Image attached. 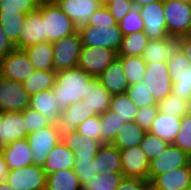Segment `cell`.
Instances as JSON below:
<instances>
[{
	"label": "cell",
	"instance_id": "cell-50",
	"mask_svg": "<svg viewBox=\"0 0 191 190\" xmlns=\"http://www.w3.org/2000/svg\"><path fill=\"white\" fill-rule=\"evenodd\" d=\"M105 6L117 23L134 7L132 0H110Z\"/></svg>",
	"mask_w": 191,
	"mask_h": 190
},
{
	"label": "cell",
	"instance_id": "cell-35",
	"mask_svg": "<svg viewBox=\"0 0 191 190\" xmlns=\"http://www.w3.org/2000/svg\"><path fill=\"white\" fill-rule=\"evenodd\" d=\"M109 110L117 113L124 123L134 121L139 108L126 93L112 95Z\"/></svg>",
	"mask_w": 191,
	"mask_h": 190
},
{
	"label": "cell",
	"instance_id": "cell-11",
	"mask_svg": "<svg viewBox=\"0 0 191 190\" xmlns=\"http://www.w3.org/2000/svg\"><path fill=\"white\" fill-rule=\"evenodd\" d=\"M149 40L169 37L164 14V1H157L138 8Z\"/></svg>",
	"mask_w": 191,
	"mask_h": 190
},
{
	"label": "cell",
	"instance_id": "cell-10",
	"mask_svg": "<svg viewBox=\"0 0 191 190\" xmlns=\"http://www.w3.org/2000/svg\"><path fill=\"white\" fill-rule=\"evenodd\" d=\"M117 57V53L109 48L82 46L78 67L87 74L98 77Z\"/></svg>",
	"mask_w": 191,
	"mask_h": 190
},
{
	"label": "cell",
	"instance_id": "cell-30",
	"mask_svg": "<svg viewBox=\"0 0 191 190\" xmlns=\"http://www.w3.org/2000/svg\"><path fill=\"white\" fill-rule=\"evenodd\" d=\"M35 70H54V48L51 42H39L24 49Z\"/></svg>",
	"mask_w": 191,
	"mask_h": 190
},
{
	"label": "cell",
	"instance_id": "cell-27",
	"mask_svg": "<svg viewBox=\"0 0 191 190\" xmlns=\"http://www.w3.org/2000/svg\"><path fill=\"white\" fill-rule=\"evenodd\" d=\"M75 155L62 140L48 153L46 162L43 166L46 175L59 170L74 168Z\"/></svg>",
	"mask_w": 191,
	"mask_h": 190
},
{
	"label": "cell",
	"instance_id": "cell-43",
	"mask_svg": "<svg viewBox=\"0 0 191 190\" xmlns=\"http://www.w3.org/2000/svg\"><path fill=\"white\" fill-rule=\"evenodd\" d=\"M172 145L179 147L191 157V111L181 117L180 130Z\"/></svg>",
	"mask_w": 191,
	"mask_h": 190
},
{
	"label": "cell",
	"instance_id": "cell-5",
	"mask_svg": "<svg viewBox=\"0 0 191 190\" xmlns=\"http://www.w3.org/2000/svg\"><path fill=\"white\" fill-rule=\"evenodd\" d=\"M164 14L169 36L179 38L191 34V3L164 0Z\"/></svg>",
	"mask_w": 191,
	"mask_h": 190
},
{
	"label": "cell",
	"instance_id": "cell-38",
	"mask_svg": "<svg viewBox=\"0 0 191 190\" xmlns=\"http://www.w3.org/2000/svg\"><path fill=\"white\" fill-rule=\"evenodd\" d=\"M157 106L160 113L170 114L175 117H182L191 111V104L189 102L172 93L157 102Z\"/></svg>",
	"mask_w": 191,
	"mask_h": 190
},
{
	"label": "cell",
	"instance_id": "cell-13",
	"mask_svg": "<svg viewBox=\"0 0 191 190\" xmlns=\"http://www.w3.org/2000/svg\"><path fill=\"white\" fill-rule=\"evenodd\" d=\"M30 96L21 82L3 78L0 83V111L22 112L29 107Z\"/></svg>",
	"mask_w": 191,
	"mask_h": 190
},
{
	"label": "cell",
	"instance_id": "cell-46",
	"mask_svg": "<svg viewBox=\"0 0 191 190\" xmlns=\"http://www.w3.org/2000/svg\"><path fill=\"white\" fill-rule=\"evenodd\" d=\"M74 171L79 178L82 187L96 176L94 158L75 157Z\"/></svg>",
	"mask_w": 191,
	"mask_h": 190
},
{
	"label": "cell",
	"instance_id": "cell-17",
	"mask_svg": "<svg viewBox=\"0 0 191 190\" xmlns=\"http://www.w3.org/2000/svg\"><path fill=\"white\" fill-rule=\"evenodd\" d=\"M61 10L79 28L87 25L90 17L102 4L98 0H55Z\"/></svg>",
	"mask_w": 191,
	"mask_h": 190
},
{
	"label": "cell",
	"instance_id": "cell-31",
	"mask_svg": "<svg viewBox=\"0 0 191 190\" xmlns=\"http://www.w3.org/2000/svg\"><path fill=\"white\" fill-rule=\"evenodd\" d=\"M82 186L74 168L48 174L45 190H81Z\"/></svg>",
	"mask_w": 191,
	"mask_h": 190
},
{
	"label": "cell",
	"instance_id": "cell-33",
	"mask_svg": "<svg viewBox=\"0 0 191 190\" xmlns=\"http://www.w3.org/2000/svg\"><path fill=\"white\" fill-rule=\"evenodd\" d=\"M56 83L54 70H34L30 77L21 82L29 96L53 88Z\"/></svg>",
	"mask_w": 191,
	"mask_h": 190
},
{
	"label": "cell",
	"instance_id": "cell-59",
	"mask_svg": "<svg viewBox=\"0 0 191 190\" xmlns=\"http://www.w3.org/2000/svg\"><path fill=\"white\" fill-rule=\"evenodd\" d=\"M102 5H106L110 0H98Z\"/></svg>",
	"mask_w": 191,
	"mask_h": 190
},
{
	"label": "cell",
	"instance_id": "cell-42",
	"mask_svg": "<svg viewBox=\"0 0 191 190\" xmlns=\"http://www.w3.org/2000/svg\"><path fill=\"white\" fill-rule=\"evenodd\" d=\"M123 178L122 173L98 174L84 188L90 190H116Z\"/></svg>",
	"mask_w": 191,
	"mask_h": 190
},
{
	"label": "cell",
	"instance_id": "cell-29",
	"mask_svg": "<svg viewBox=\"0 0 191 190\" xmlns=\"http://www.w3.org/2000/svg\"><path fill=\"white\" fill-rule=\"evenodd\" d=\"M177 46V38L166 37L159 40H149L142 57L146 63L167 62L171 52Z\"/></svg>",
	"mask_w": 191,
	"mask_h": 190
},
{
	"label": "cell",
	"instance_id": "cell-57",
	"mask_svg": "<svg viewBox=\"0 0 191 190\" xmlns=\"http://www.w3.org/2000/svg\"><path fill=\"white\" fill-rule=\"evenodd\" d=\"M142 190H158V189H157V187L153 184L152 181L147 180V181L143 184Z\"/></svg>",
	"mask_w": 191,
	"mask_h": 190
},
{
	"label": "cell",
	"instance_id": "cell-58",
	"mask_svg": "<svg viewBox=\"0 0 191 190\" xmlns=\"http://www.w3.org/2000/svg\"><path fill=\"white\" fill-rule=\"evenodd\" d=\"M0 190H14L10 185L7 183V181H3L0 183Z\"/></svg>",
	"mask_w": 191,
	"mask_h": 190
},
{
	"label": "cell",
	"instance_id": "cell-18",
	"mask_svg": "<svg viewBox=\"0 0 191 190\" xmlns=\"http://www.w3.org/2000/svg\"><path fill=\"white\" fill-rule=\"evenodd\" d=\"M27 136L22 112H3L0 120V148Z\"/></svg>",
	"mask_w": 191,
	"mask_h": 190
},
{
	"label": "cell",
	"instance_id": "cell-4",
	"mask_svg": "<svg viewBox=\"0 0 191 190\" xmlns=\"http://www.w3.org/2000/svg\"><path fill=\"white\" fill-rule=\"evenodd\" d=\"M82 46L119 50L123 34L118 25H84L78 28Z\"/></svg>",
	"mask_w": 191,
	"mask_h": 190
},
{
	"label": "cell",
	"instance_id": "cell-51",
	"mask_svg": "<svg viewBox=\"0 0 191 190\" xmlns=\"http://www.w3.org/2000/svg\"><path fill=\"white\" fill-rule=\"evenodd\" d=\"M87 25L98 26V25H118L115 18L112 16L110 11L105 5H102L96 10L90 17Z\"/></svg>",
	"mask_w": 191,
	"mask_h": 190
},
{
	"label": "cell",
	"instance_id": "cell-55",
	"mask_svg": "<svg viewBox=\"0 0 191 190\" xmlns=\"http://www.w3.org/2000/svg\"><path fill=\"white\" fill-rule=\"evenodd\" d=\"M8 166L4 160L3 154L0 150V183L5 181L6 175L8 174Z\"/></svg>",
	"mask_w": 191,
	"mask_h": 190
},
{
	"label": "cell",
	"instance_id": "cell-26",
	"mask_svg": "<svg viewBox=\"0 0 191 190\" xmlns=\"http://www.w3.org/2000/svg\"><path fill=\"white\" fill-rule=\"evenodd\" d=\"M94 168L97 175L122 173L119 149L111 144H102L94 157Z\"/></svg>",
	"mask_w": 191,
	"mask_h": 190
},
{
	"label": "cell",
	"instance_id": "cell-28",
	"mask_svg": "<svg viewBox=\"0 0 191 190\" xmlns=\"http://www.w3.org/2000/svg\"><path fill=\"white\" fill-rule=\"evenodd\" d=\"M181 117L158 112L149 133L172 144L180 130Z\"/></svg>",
	"mask_w": 191,
	"mask_h": 190
},
{
	"label": "cell",
	"instance_id": "cell-2",
	"mask_svg": "<svg viewBox=\"0 0 191 190\" xmlns=\"http://www.w3.org/2000/svg\"><path fill=\"white\" fill-rule=\"evenodd\" d=\"M39 9L42 12L48 42L54 43L78 31L73 21L61 10L55 0H43Z\"/></svg>",
	"mask_w": 191,
	"mask_h": 190
},
{
	"label": "cell",
	"instance_id": "cell-41",
	"mask_svg": "<svg viewBox=\"0 0 191 190\" xmlns=\"http://www.w3.org/2000/svg\"><path fill=\"white\" fill-rule=\"evenodd\" d=\"M43 0H0V14H27L39 8Z\"/></svg>",
	"mask_w": 191,
	"mask_h": 190
},
{
	"label": "cell",
	"instance_id": "cell-15",
	"mask_svg": "<svg viewBox=\"0 0 191 190\" xmlns=\"http://www.w3.org/2000/svg\"><path fill=\"white\" fill-rule=\"evenodd\" d=\"M123 177L148 180L149 160L139 146L120 149Z\"/></svg>",
	"mask_w": 191,
	"mask_h": 190
},
{
	"label": "cell",
	"instance_id": "cell-48",
	"mask_svg": "<svg viewBox=\"0 0 191 190\" xmlns=\"http://www.w3.org/2000/svg\"><path fill=\"white\" fill-rule=\"evenodd\" d=\"M76 131L79 134L88 136L89 138H94L101 142L100 115L84 120L80 125H78Z\"/></svg>",
	"mask_w": 191,
	"mask_h": 190
},
{
	"label": "cell",
	"instance_id": "cell-52",
	"mask_svg": "<svg viewBox=\"0 0 191 190\" xmlns=\"http://www.w3.org/2000/svg\"><path fill=\"white\" fill-rule=\"evenodd\" d=\"M147 180L124 177L116 190H142Z\"/></svg>",
	"mask_w": 191,
	"mask_h": 190
},
{
	"label": "cell",
	"instance_id": "cell-47",
	"mask_svg": "<svg viewBox=\"0 0 191 190\" xmlns=\"http://www.w3.org/2000/svg\"><path fill=\"white\" fill-rule=\"evenodd\" d=\"M22 115L23 119H25V128L28 135L50 125L40 112L32 110L29 107L22 111Z\"/></svg>",
	"mask_w": 191,
	"mask_h": 190
},
{
	"label": "cell",
	"instance_id": "cell-6",
	"mask_svg": "<svg viewBox=\"0 0 191 190\" xmlns=\"http://www.w3.org/2000/svg\"><path fill=\"white\" fill-rule=\"evenodd\" d=\"M34 165L44 166L48 153L62 140L57 124H50L27 136Z\"/></svg>",
	"mask_w": 191,
	"mask_h": 190
},
{
	"label": "cell",
	"instance_id": "cell-39",
	"mask_svg": "<svg viewBox=\"0 0 191 190\" xmlns=\"http://www.w3.org/2000/svg\"><path fill=\"white\" fill-rule=\"evenodd\" d=\"M26 14H0V25L3 32L16 45L19 42L22 26L25 22Z\"/></svg>",
	"mask_w": 191,
	"mask_h": 190
},
{
	"label": "cell",
	"instance_id": "cell-32",
	"mask_svg": "<svg viewBox=\"0 0 191 190\" xmlns=\"http://www.w3.org/2000/svg\"><path fill=\"white\" fill-rule=\"evenodd\" d=\"M145 133L135 121L124 123L111 145L119 150L139 146Z\"/></svg>",
	"mask_w": 191,
	"mask_h": 190
},
{
	"label": "cell",
	"instance_id": "cell-49",
	"mask_svg": "<svg viewBox=\"0 0 191 190\" xmlns=\"http://www.w3.org/2000/svg\"><path fill=\"white\" fill-rule=\"evenodd\" d=\"M158 106L157 105H148L142 109H139L135 122L145 131L149 132L153 121L155 120L158 114Z\"/></svg>",
	"mask_w": 191,
	"mask_h": 190
},
{
	"label": "cell",
	"instance_id": "cell-60",
	"mask_svg": "<svg viewBox=\"0 0 191 190\" xmlns=\"http://www.w3.org/2000/svg\"><path fill=\"white\" fill-rule=\"evenodd\" d=\"M2 79H3V74H2V69H1V66H0V83H1Z\"/></svg>",
	"mask_w": 191,
	"mask_h": 190
},
{
	"label": "cell",
	"instance_id": "cell-9",
	"mask_svg": "<svg viewBox=\"0 0 191 190\" xmlns=\"http://www.w3.org/2000/svg\"><path fill=\"white\" fill-rule=\"evenodd\" d=\"M142 81L148 86L157 102L172 93L173 83L170 78L167 62L147 63Z\"/></svg>",
	"mask_w": 191,
	"mask_h": 190
},
{
	"label": "cell",
	"instance_id": "cell-7",
	"mask_svg": "<svg viewBox=\"0 0 191 190\" xmlns=\"http://www.w3.org/2000/svg\"><path fill=\"white\" fill-rule=\"evenodd\" d=\"M82 47L79 32L61 38L53 43V68L55 72L67 70L78 66Z\"/></svg>",
	"mask_w": 191,
	"mask_h": 190
},
{
	"label": "cell",
	"instance_id": "cell-63",
	"mask_svg": "<svg viewBox=\"0 0 191 190\" xmlns=\"http://www.w3.org/2000/svg\"><path fill=\"white\" fill-rule=\"evenodd\" d=\"M81 190H90V189H87V188L82 187Z\"/></svg>",
	"mask_w": 191,
	"mask_h": 190
},
{
	"label": "cell",
	"instance_id": "cell-36",
	"mask_svg": "<svg viewBox=\"0 0 191 190\" xmlns=\"http://www.w3.org/2000/svg\"><path fill=\"white\" fill-rule=\"evenodd\" d=\"M123 65V72L129 85L141 82L145 75L146 62L142 56H117Z\"/></svg>",
	"mask_w": 191,
	"mask_h": 190
},
{
	"label": "cell",
	"instance_id": "cell-40",
	"mask_svg": "<svg viewBox=\"0 0 191 190\" xmlns=\"http://www.w3.org/2000/svg\"><path fill=\"white\" fill-rule=\"evenodd\" d=\"M126 94L139 109L148 105H157V101L143 81L129 85Z\"/></svg>",
	"mask_w": 191,
	"mask_h": 190
},
{
	"label": "cell",
	"instance_id": "cell-37",
	"mask_svg": "<svg viewBox=\"0 0 191 190\" xmlns=\"http://www.w3.org/2000/svg\"><path fill=\"white\" fill-rule=\"evenodd\" d=\"M124 121L117 116V113L107 110L100 115L101 143L111 144L115 139Z\"/></svg>",
	"mask_w": 191,
	"mask_h": 190
},
{
	"label": "cell",
	"instance_id": "cell-45",
	"mask_svg": "<svg viewBox=\"0 0 191 190\" xmlns=\"http://www.w3.org/2000/svg\"><path fill=\"white\" fill-rule=\"evenodd\" d=\"M119 29L124 35L145 30L144 22L139 9L133 7L118 23Z\"/></svg>",
	"mask_w": 191,
	"mask_h": 190
},
{
	"label": "cell",
	"instance_id": "cell-12",
	"mask_svg": "<svg viewBox=\"0 0 191 190\" xmlns=\"http://www.w3.org/2000/svg\"><path fill=\"white\" fill-rule=\"evenodd\" d=\"M3 78L23 82L35 70L24 49H14L5 57L0 58Z\"/></svg>",
	"mask_w": 191,
	"mask_h": 190
},
{
	"label": "cell",
	"instance_id": "cell-53",
	"mask_svg": "<svg viewBox=\"0 0 191 190\" xmlns=\"http://www.w3.org/2000/svg\"><path fill=\"white\" fill-rule=\"evenodd\" d=\"M14 49H16V45L3 32V29L1 28L0 25V58L5 57Z\"/></svg>",
	"mask_w": 191,
	"mask_h": 190
},
{
	"label": "cell",
	"instance_id": "cell-16",
	"mask_svg": "<svg viewBox=\"0 0 191 190\" xmlns=\"http://www.w3.org/2000/svg\"><path fill=\"white\" fill-rule=\"evenodd\" d=\"M39 42H47V35H45L42 12L38 8L26 14L16 48L25 49Z\"/></svg>",
	"mask_w": 191,
	"mask_h": 190
},
{
	"label": "cell",
	"instance_id": "cell-56",
	"mask_svg": "<svg viewBox=\"0 0 191 190\" xmlns=\"http://www.w3.org/2000/svg\"><path fill=\"white\" fill-rule=\"evenodd\" d=\"M157 1H164V0H132L133 6L139 8L141 6H146L147 4L154 3Z\"/></svg>",
	"mask_w": 191,
	"mask_h": 190
},
{
	"label": "cell",
	"instance_id": "cell-61",
	"mask_svg": "<svg viewBox=\"0 0 191 190\" xmlns=\"http://www.w3.org/2000/svg\"><path fill=\"white\" fill-rule=\"evenodd\" d=\"M2 117H3V112L0 111V120H2Z\"/></svg>",
	"mask_w": 191,
	"mask_h": 190
},
{
	"label": "cell",
	"instance_id": "cell-62",
	"mask_svg": "<svg viewBox=\"0 0 191 190\" xmlns=\"http://www.w3.org/2000/svg\"><path fill=\"white\" fill-rule=\"evenodd\" d=\"M180 1H185V2L191 3V0H180Z\"/></svg>",
	"mask_w": 191,
	"mask_h": 190
},
{
	"label": "cell",
	"instance_id": "cell-3",
	"mask_svg": "<svg viewBox=\"0 0 191 190\" xmlns=\"http://www.w3.org/2000/svg\"><path fill=\"white\" fill-rule=\"evenodd\" d=\"M172 94L191 104V60L176 46L167 61Z\"/></svg>",
	"mask_w": 191,
	"mask_h": 190
},
{
	"label": "cell",
	"instance_id": "cell-1",
	"mask_svg": "<svg viewBox=\"0 0 191 190\" xmlns=\"http://www.w3.org/2000/svg\"><path fill=\"white\" fill-rule=\"evenodd\" d=\"M94 77L80 67L56 72V83L52 88L55 101L61 110L86 96L87 85Z\"/></svg>",
	"mask_w": 191,
	"mask_h": 190
},
{
	"label": "cell",
	"instance_id": "cell-24",
	"mask_svg": "<svg viewBox=\"0 0 191 190\" xmlns=\"http://www.w3.org/2000/svg\"><path fill=\"white\" fill-rule=\"evenodd\" d=\"M55 100L52 88L43 90L30 96L29 108L40 112L50 124H57L62 110Z\"/></svg>",
	"mask_w": 191,
	"mask_h": 190
},
{
	"label": "cell",
	"instance_id": "cell-54",
	"mask_svg": "<svg viewBox=\"0 0 191 190\" xmlns=\"http://www.w3.org/2000/svg\"><path fill=\"white\" fill-rule=\"evenodd\" d=\"M177 46L191 60V34L177 38Z\"/></svg>",
	"mask_w": 191,
	"mask_h": 190
},
{
	"label": "cell",
	"instance_id": "cell-22",
	"mask_svg": "<svg viewBox=\"0 0 191 190\" xmlns=\"http://www.w3.org/2000/svg\"><path fill=\"white\" fill-rule=\"evenodd\" d=\"M62 142L74 152L75 157L94 158L102 146L99 140L79 134L76 130L62 134Z\"/></svg>",
	"mask_w": 191,
	"mask_h": 190
},
{
	"label": "cell",
	"instance_id": "cell-14",
	"mask_svg": "<svg viewBox=\"0 0 191 190\" xmlns=\"http://www.w3.org/2000/svg\"><path fill=\"white\" fill-rule=\"evenodd\" d=\"M191 162V157L179 147L170 144L164 152L149 162L148 180L173 169L185 167Z\"/></svg>",
	"mask_w": 191,
	"mask_h": 190
},
{
	"label": "cell",
	"instance_id": "cell-25",
	"mask_svg": "<svg viewBox=\"0 0 191 190\" xmlns=\"http://www.w3.org/2000/svg\"><path fill=\"white\" fill-rule=\"evenodd\" d=\"M95 111H90L80 102H74L61 111L58 117V129L61 133L76 130L84 120L96 116Z\"/></svg>",
	"mask_w": 191,
	"mask_h": 190
},
{
	"label": "cell",
	"instance_id": "cell-44",
	"mask_svg": "<svg viewBox=\"0 0 191 190\" xmlns=\"http://www.w3.org/2000/svg\"><path fill=\"white\" fill-rule=\"evenodd\" d=\"M169 145L170 143L167 141L162 140L149 132H146L140 147L146 154L148 160L151 161L164 152Z\"/></svg>",
	"mask_w": 191,
	"mask_h": 190
},
{
	"label": "cell",
	"instance_id": "cell-21",
	"mask_svg": "<svg viewBox=\"0 0 191 190\" xmlns=\"http://www.w3.org/2000/svg\"><path fill=\"white\" fill-rule=\"evenodd\" d=\"M0 150L9 170L33 165V154L27 138L13 141Z\"/></svg>",
	"mask_w": 191,
	"mask_h": 190
},
{
	"label": "cell",
	"instance_id": "cell-8",
	"mask_svg": "<svg viewBox=\"0 0 191 190\" xmlns=\"http://www.w3.org/2000/svg\"><path fill=\"white\" fill-rule=\"evenodd\" d=\"M46 177L44 168L33 164L9 170L5 180L14 190H45Z\"/></svg>",
	"mask_w": 191,
	"mask_h": 190
},
{
	"label": "cell",
	"instance_id": "cell-34",
	"mask_svg": "<svg viewBox=\"0 0 191 190\" xmlns=\"http://www.w3.org/2000/svg\"><path fill=\"white\" fill-rule=\"evenodd\" d=\"M149 38L144 31L124 35L117 56H142Z\"/></svg>",
	"mask_w": 191,
	"mask_h": 190
},
{
	"label": "cell",
	"instance_id": "cell-19",
	"mask_svg": "<svg viewBox=\"0 0 191 190\" xmlns=\"http://www.w3.org/2000/svg\"><path fill=\"white\" fill-rule=\"evenodd\" d=\"M112 95L102 85L98 77H94L87 85L86 96L80 103L90 111L101 115L109 110Z\"/></svg>",
	"mask_w": 191,
	"mask_h": 190
},
{
	"label": "cell",
	"instance_id": "cell-23",
	"mask_svg": "<svg viewBox=\"0 0 191 190\" xmlns=\"http://www.w3.org/2000/svg\"><path fill=\"white\" fill-rule=\"evenodd\" d=\"M98 78L111 95L126 93L129 87V83L123 72L122 61L118 57L114 59Z\"/></svg>",
	"mask_w": 191,
	"mask_h": 190
},
{
	"label": "cell",
	"instance_id": "cell-20",
	"mask_svg": "<svg viewBox=\"0 0 191 190\" xmlns=\"http://www.w3.org/2000/svg\"><path fill=\"white\" fill-rule=\"evenodd\" d=\"M151 181L158 190H189L191 188V162L185 167L155 176Z\"/></svg>",
	"mask_w": 191,
	"mask_h": 190
}]
</instances>
